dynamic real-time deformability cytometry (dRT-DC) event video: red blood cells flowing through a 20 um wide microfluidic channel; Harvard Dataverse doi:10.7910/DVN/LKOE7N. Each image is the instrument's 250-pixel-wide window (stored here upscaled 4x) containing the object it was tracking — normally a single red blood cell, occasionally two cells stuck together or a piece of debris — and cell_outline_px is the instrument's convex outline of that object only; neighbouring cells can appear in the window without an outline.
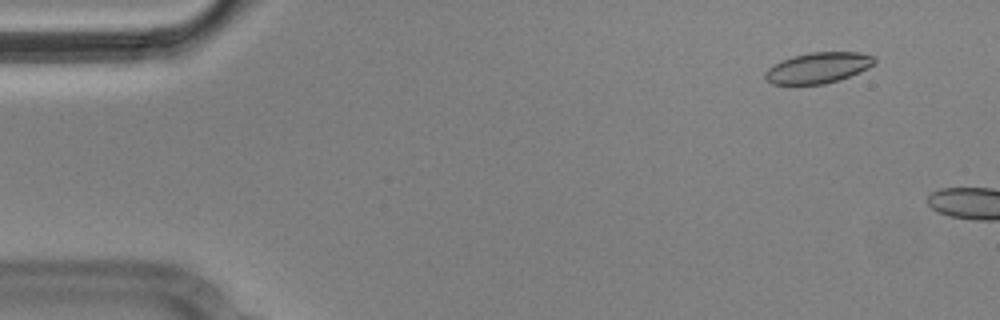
{"species": "Egyptian fruit bat (a non-hibernating species)", "species_latin": "Rousettus aegyptiacus", "temperature_condition": "cold", "stored_images_in_passage": 8, "camera_frame_rate_fps": 3000, "um_per_image_px": 0.085, "animal": {"sex": "male"}, "frame": {"image": 1, "passage_image": 5, "time_ms": 1.333, "image_size_px": [1000, 320], "cell_outline_px": [[876, 64], [860, 72], [840, 80], [824, 84], [772, 84], [764, 80], [764, 72], [772, 64], [780, 60], [792, 56], [812, 52], [860, 52], [876, 56]], "centroid_in_image_um": [69.54, 5.76], "position_along_channel_um": 15.5, "area_um2": 20.0}}